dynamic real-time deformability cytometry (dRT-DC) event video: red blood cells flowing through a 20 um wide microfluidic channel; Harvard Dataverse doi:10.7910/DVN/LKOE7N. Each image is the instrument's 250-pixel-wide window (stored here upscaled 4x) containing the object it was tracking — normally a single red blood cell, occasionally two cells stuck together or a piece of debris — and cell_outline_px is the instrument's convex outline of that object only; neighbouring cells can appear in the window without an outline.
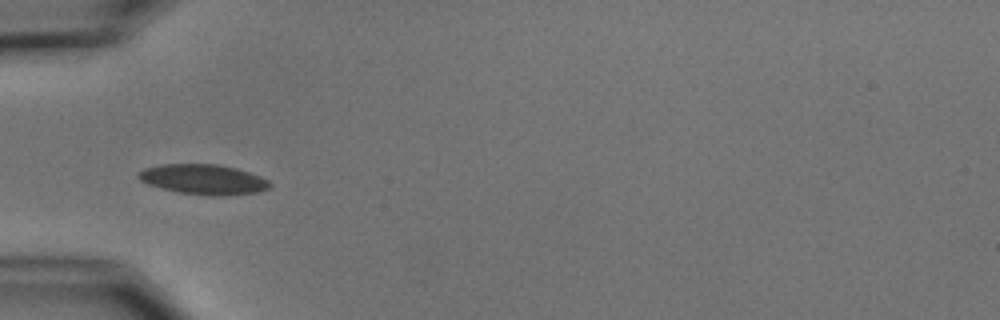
{"species": "common noctule bat (a hibernating species)", "species_latin": "Nyctalus noctula", "temperature_condition": "cold", "stored_images_in_passage": 3, "camera_frame_rate_fps": 3000, "um_per_image_px": 0.085, "animal": {"sex": "male", "body_mass_g": 15.6}, "frame": {"image": 1, "passage_image": 2, "time_ms": 1.333, "image_size_px": [1000, 320], "cell_outline_px": [[272, 184], [268, 188], [256, 192], [224, 196], [208, 196], [180, 192], [160, 188], [148, 184], [140, 180], [136, 176], [136, 172], [144, 168], [160, 164], [220, 164], [236, 168], [260, 176], [268, 180]], "centroid_in_image_um": [17.25, 15.24], "position_along_channel_um": 67.7, "area_um2": 23.18}}